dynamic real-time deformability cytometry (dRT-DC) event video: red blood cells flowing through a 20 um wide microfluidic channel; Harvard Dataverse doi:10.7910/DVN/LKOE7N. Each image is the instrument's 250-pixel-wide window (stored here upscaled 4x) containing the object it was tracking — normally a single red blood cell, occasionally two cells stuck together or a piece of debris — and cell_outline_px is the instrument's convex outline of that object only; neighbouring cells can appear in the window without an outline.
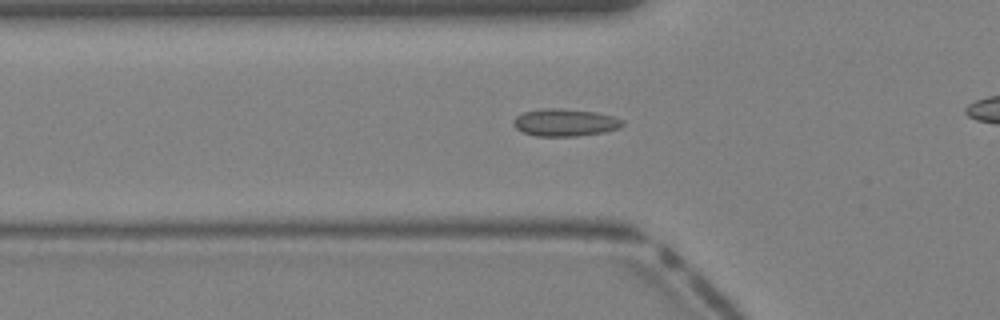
{"species": "Egyptian fruit bat (a non-hibernating species)", "species_latin": "Rousettus aegyptiacus", "temperature_condition": "warm", "stored_images_in_passage": 34, "camera_frame_rate_fps": 3000, "um_per_image_px": 0.085, "animal": {"sex": "female"}, "frame": {"image": 1, "passage_image": 13, "time_ms": 4.0, "image_size_px": [1000, 320], "cell_outline_px": [[624, 124], [620, 128], [604, 132], [576, 136], [536, 136], [524, 132], [516, 128], [512, 124], [512, 120], [516, 116], [524, 112], [540, 108], [560, 108], [596, 112], [612, 116], [624, 120]], "centroid_in_image_um": [48.02, 10.41], "position_along_channel_um": 77.8, "area_um2": 17.51}}
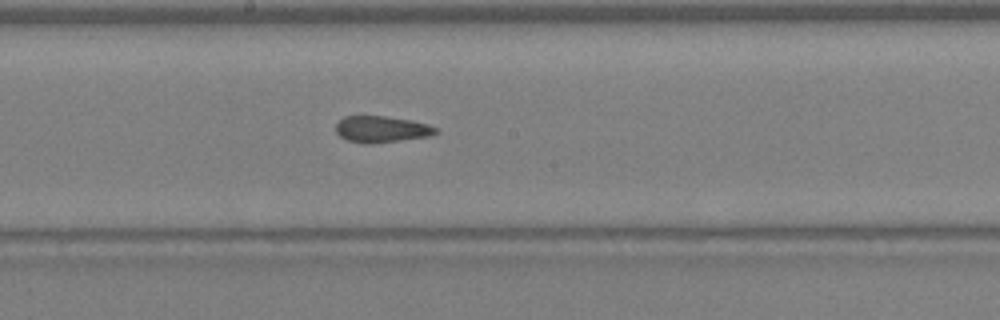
{"frame": {"image": 2, "passage_image": 21, "time_ms": 6.667, "image_size_px": [1000, 320], "cell_outline_px": [[440, 132], [432, 136], [368, 144], [364, 144], [348, 140], [340, 136], [336, 132], [336, 124], [344, 116], [384, 116], [412, 120], [428, 124], [440, 128]], "centroid_in_image_um": [32.49, 10.98], "position_along_channel_um": 215.7, "area_um2": 15.55}}
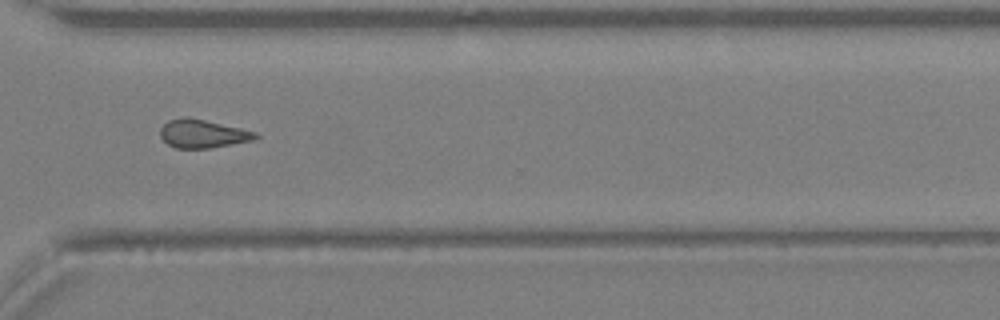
{"frame": {"image": 3, "passage_image": 29, "time_ms": 9.333, "image_size_px": [1000, 320], "cell_outline_px": [[260, 136], [256, 140], [208, 148], [176, 148], [168, 144], [160, 136], [160, 128], [168, 120], [184, 116], [188, 116], [240, 128], [256, 132]], "centroid_in_image_um": [17.23, 11.36], "position_along_channel_um": 353.4, "area_um2": 15.78}}